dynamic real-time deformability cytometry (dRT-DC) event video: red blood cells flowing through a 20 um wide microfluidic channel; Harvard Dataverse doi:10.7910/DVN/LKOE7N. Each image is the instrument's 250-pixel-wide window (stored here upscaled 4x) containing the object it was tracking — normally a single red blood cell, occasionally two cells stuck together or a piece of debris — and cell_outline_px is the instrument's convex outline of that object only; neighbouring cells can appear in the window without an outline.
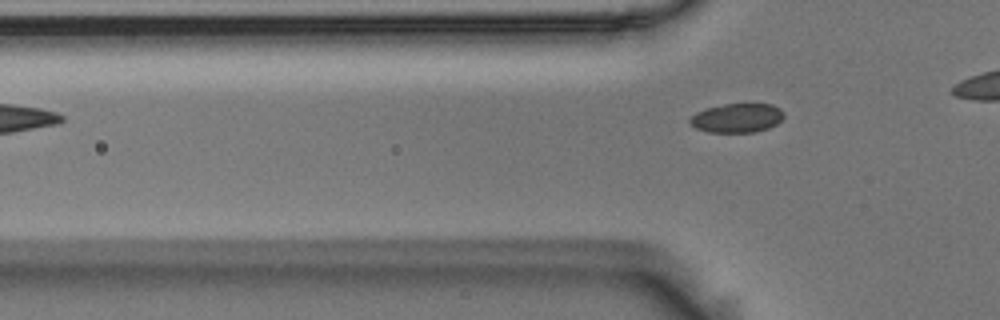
{"species": "Egyptian fruit bat (a non-hibernating species)", "species_latin": "Rousettus aegyptiacus", "temperature_condition": "room temperature", "stored_images_in_passage": 4, "camera_frame_rate_fps": 3000, "um_per_image_px": 0.085, "animal": {"sex": "male"}, "frame": {"image": 1, "passage_image": 4, "time_ms": 1.0, "image_size_px": [1000, 320], "cell_outline_px": [[784, 116], [776, 124], [768, 128], [756, 132], [708, 132], [696, 128], [688, 124], [688, 120], [696, 112], [704, 108], [724, 104], [772, 104], [780, 108], [784, 112]], "centroid_in_image_um": [62.62, 10.02], "position_along_channel_um": 63.2, "area_um2": 16.07}}